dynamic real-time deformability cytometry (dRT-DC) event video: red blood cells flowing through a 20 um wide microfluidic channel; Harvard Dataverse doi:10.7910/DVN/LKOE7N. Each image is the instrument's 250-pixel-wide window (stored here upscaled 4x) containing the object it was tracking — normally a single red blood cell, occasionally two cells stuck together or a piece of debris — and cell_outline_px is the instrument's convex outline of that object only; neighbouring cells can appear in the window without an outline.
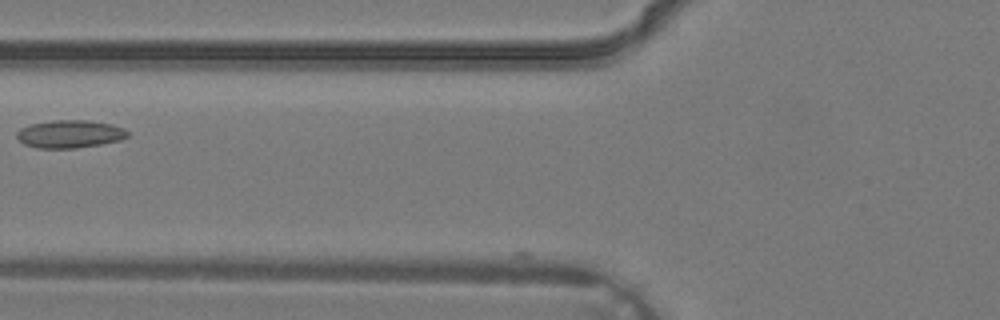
{"species": "common noctule bat (a hibernating species)", "species_latin": "Nyctalus noctula", "temperature_condition": "warm", "stored_images_in_passage": 3, "camera_frame_rate_fps": 3000, "um_per_image_px": 0.085, "animal": {"sex": "male", "body_mass_g": 19.2, "forearm_length_mm": 51.8}, "frame": {"image": 1, "passage_image": 3, "time_ms": 0.667, "image_size_px": [1000, 320], "cell_outline_px": [[128, 136], [120, 140], [100, 144], [76, 148], [36, 148], [24, 144], [16, 136], [16, 132], [20, 128], [32, 124], [52, 120], [88, 120], [112, 124], [124, 128], [128, 132]], "centroid_in_image_um": [5.93, 11.38], "position_along_channel_um": 119.9, "area_um2": 17.98}}